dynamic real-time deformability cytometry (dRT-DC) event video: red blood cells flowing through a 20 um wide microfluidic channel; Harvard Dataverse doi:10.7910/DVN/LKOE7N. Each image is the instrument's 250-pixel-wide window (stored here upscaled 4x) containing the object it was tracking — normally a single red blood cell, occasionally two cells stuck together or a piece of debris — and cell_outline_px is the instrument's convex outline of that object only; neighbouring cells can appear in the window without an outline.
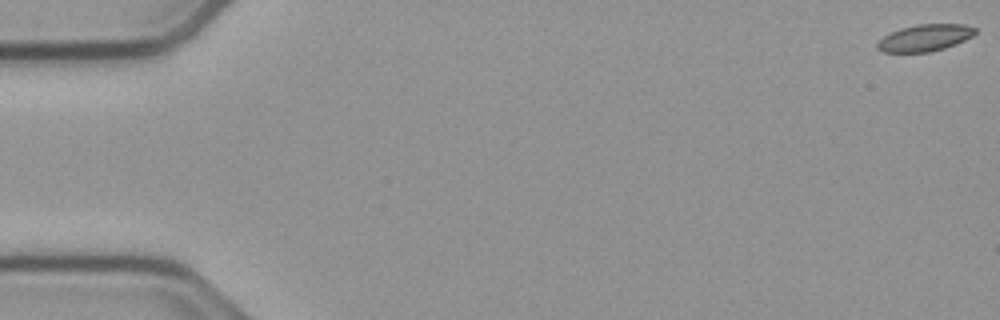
{"species": "common noctule bat (a hibernating species)", "species_latin": "Nyctalus noctula", "temperature_condition": "cold", "stored_images_in_passage": 56, "camera_frame_rate_fps": 3000, "um_per_image_px": 0.085, "animal": {"sex": "male", "body_mass_g": 23.1, "forearm_length_mm": 52.7}, "frame": {"image": 1, "passage_image": 1, "time_ms": 0.0, "image_size_px": [1000, 320], "cell_outline_px": [[976, 32], [972, 36], [956, 44], [944, 48], [928, 52], [880, 52], [876, 48], [876, 44], [884, 36], [900, 28], [916, 24], [964, 24], [976, 28]], "centroid_in_image_um": [78.6, 3.21], "position_along_channel_um": 6.4, "area_um2": 15.26}}
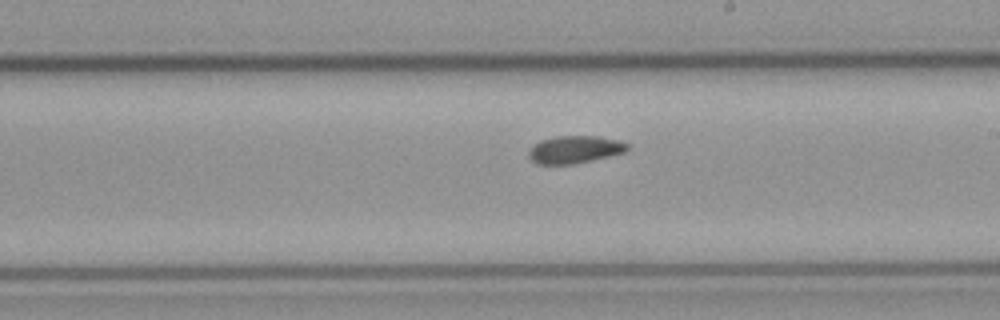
{"frame": {"image": 2, "passage_image": 32, "time_ms": 10.333, "image_size_px": [1000, 320], "cell_outline_px": [[632, 148], [624, 152], [608, 156], [572, 164], [536, 164], [528, 156], [528, 152], [540, 140], [556, 136], [596, 136], [620, 140], [628, 144]], "centroid_in_image_um": [48.88, 12.7], "position_along_channel_um": 240.1, "area_um2": 15.72}}
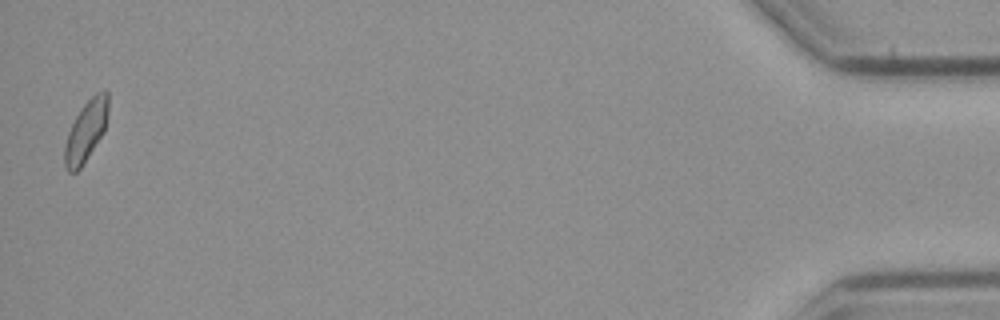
{"frame": {"image": 3, "passage_image": 55, "time_ms": 18.0, "image_size_px": [1000, 320], "cell_outline_px": [[108, 112], [104, 132], [80, 168], [76, 172], [68, 172], [64, 164], [64, 148], [68, 132], [76, 116], [84, 104], [96, 92], [104, 88], [108, 92]], "centroid_in_image_um": [7.32, 11.11], "position_along_channel_um": 427.9, "area_um2": 15.37}, "authors_computed_cell_mechanics": {"area_um2": 15.7216, "velocity_mm_per_s": 3.7402, "shape_relaxation_time_tau1_ms": null, "shape_relaxation_time_tau2_ms": 4.6351, "deformation_change_tau1": null, "deformation_change_tau2": 0.0877}}